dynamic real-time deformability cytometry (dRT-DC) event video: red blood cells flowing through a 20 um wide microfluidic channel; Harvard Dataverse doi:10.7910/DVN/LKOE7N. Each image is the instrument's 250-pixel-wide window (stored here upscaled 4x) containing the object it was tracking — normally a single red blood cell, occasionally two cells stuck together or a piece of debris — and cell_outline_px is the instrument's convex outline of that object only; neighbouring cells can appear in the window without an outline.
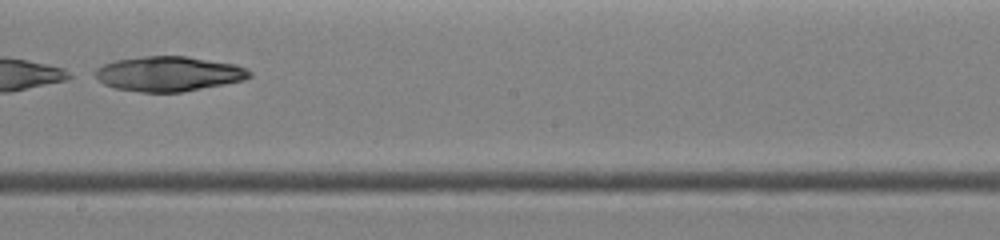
{"species": "common noctule bat (a hibernating species)", "species_latin": "Nyctalus noctula", "temperature_condition": "warm", "stored_images_in_passage": 36, "camera_frame_rate_fps": 3000, "um_per_image_px": 0.085, "animal": {"sex": "female", "body_mass_g": 19.0, "forearm_length_mm": 51.5}, "frame": {"image": 1, "passage_image": 28, "time_ms": 9.0, "image_size_px": [1000, 240], "cell_outline_px": [[252, 76], [244, 80], [224, 84], [180, 92], [140, 92], [116, 88], [104, 84], [92, 72], [96, 68], [104, 64], [116, 60], [144, 56], [188, 56], [236, 64], [248, 68], [252, 72]], "centroid_in_image_um": [14.37, 6.26], "position_along_channel_um": 233.8, "area_um2": 31.44}}